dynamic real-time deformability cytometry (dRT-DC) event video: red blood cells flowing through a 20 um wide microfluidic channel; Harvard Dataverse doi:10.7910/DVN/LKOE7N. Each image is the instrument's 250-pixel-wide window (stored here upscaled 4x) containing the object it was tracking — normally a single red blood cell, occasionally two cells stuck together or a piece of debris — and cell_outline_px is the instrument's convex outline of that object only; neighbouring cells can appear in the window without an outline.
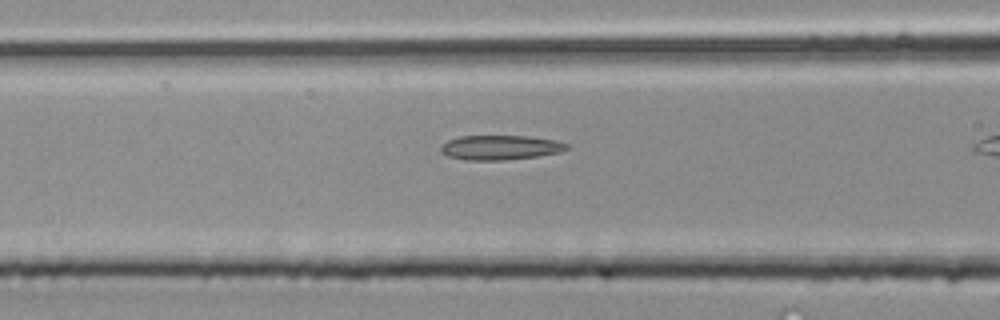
{"species": "common noctule bat (a hibernating species)", "species_latin": "Nyctalus noctula", "temperature_condition": "room temperature", "stored_images_in_passage": 9, "camera_frame_rate_fps": 3000, "um_per_image_px": 0.085, "animal": {"sex": "male", "body_mass_g": 20.4}, "frame": {"image": 1, "passage_image": 7, "time_ms": 2.0, "image_size_px": [1000, 320], "cell_outline_px": [[572, 148], [560, 152], [536, 156], [504, 160], [468, 160], [448, 156], [440, 152], [440, 148], [448, 140], [460, 136], [528, 136], [556, 140], [568, 144]], "centroid_in_image_um": [42.56, 12.53], "position_along_channel_um": 124.0, "area_um2": 18.03}}